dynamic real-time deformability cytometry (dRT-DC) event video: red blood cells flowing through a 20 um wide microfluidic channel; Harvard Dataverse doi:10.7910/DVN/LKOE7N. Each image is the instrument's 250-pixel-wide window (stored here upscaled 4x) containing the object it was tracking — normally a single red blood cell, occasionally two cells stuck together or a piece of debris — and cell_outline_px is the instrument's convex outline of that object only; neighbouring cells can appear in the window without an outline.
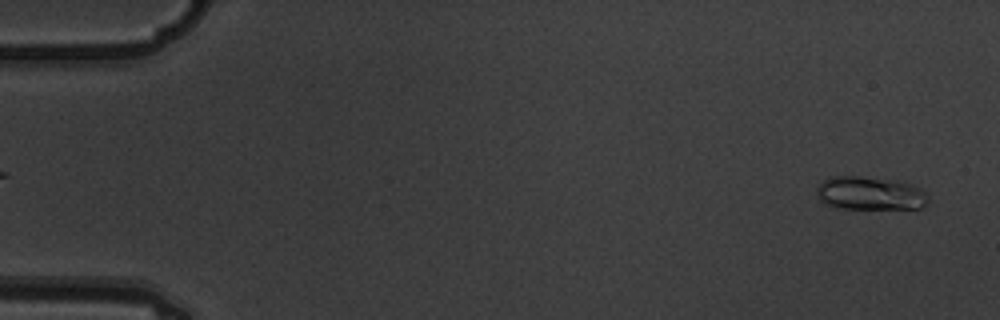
{"species": "common noctule bat (a hibernating species)", "species_latin": "Nyctalus noctula", "temperature_condition": "warm", "stored_images_in_passage": 4, "camera_frame_rate_fps": 3000, "um_per_image_px": 0.085, "animal": {"sex": "male", "body_mass_g": 19.5, "forearm_length_mm": 54.6}, "frame": {"image": 1, "passage_image": 4, "time_ms": 1.0, "image_size_px": [1000, 320], "cell_outline_px": [[928, 204], [924, 208], [832, 208], [824, 204], [820, 200], [816, 192], [816, 188], [824, 180], [832, 176], [860, 176], [892, 180], [908, 184], [920, 188], [928, 196]], "centroid_in_image_um": [73.92, 16.44], "position_along_channel_um": 11.1, "area_um2": 21.68}}